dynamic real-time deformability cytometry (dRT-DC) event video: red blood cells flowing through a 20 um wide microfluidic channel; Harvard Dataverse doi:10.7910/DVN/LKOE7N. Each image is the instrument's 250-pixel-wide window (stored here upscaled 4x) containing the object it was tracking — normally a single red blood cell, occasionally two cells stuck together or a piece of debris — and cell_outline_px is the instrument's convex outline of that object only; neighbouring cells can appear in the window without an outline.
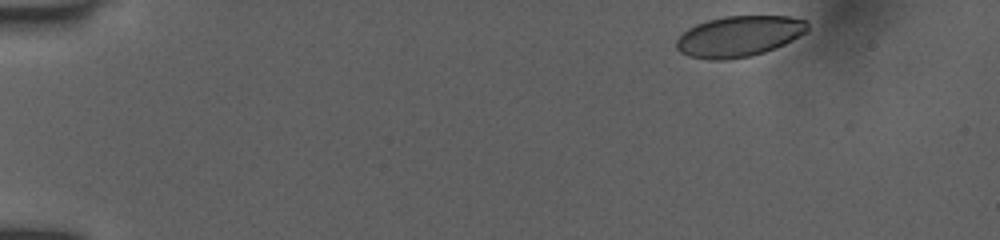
{"species": "human", "species_latin": "Homo sapiens", "temperature_condition": "room temperature", "stored_images_in_passage": 20, "camera_frame_rate_fps": 3000, "um_per_image_px": 0.085, "donor": {"sex": "female"}, "frame": {"image": 1, "passage_image": 1, "time_ms": 0.0, "image_size_px": [1000, 240], "cell_outline_px": [[808, 32], [776, 48], [752, 56], [724, 60], [708, 60], [688, 56], [680, 52], [676, 48], [676, 40], [688, 28], [696, 24], [708, 20], [724, 16], [788, 16], [808, 20]], "centroid_in_image_um": [62.83, 3.09], "position_along_channel_um": 22.2, "area_um2": 31.44}}
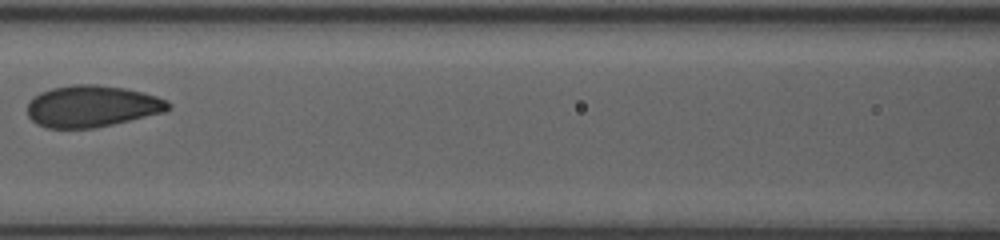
{"frame": {"image": 2, "passage_image": 12, "time_ms": 6.333, "image_size_px": [1000, 240], "cell_outline_px": [[172, 108], [164, 112], [112, 124], [92, 128], [48, 128], [36, 124], [28, 116], [28, 100], [40, 92], [52, 88], [72, 84], [96, 84], [124, 88], [144, 92], [168, 100], [172, 104]], "centroid_in_image_um": [7.82, 9.02], "position_along_channel_um": 158.8, "area_um2": 34.33}}
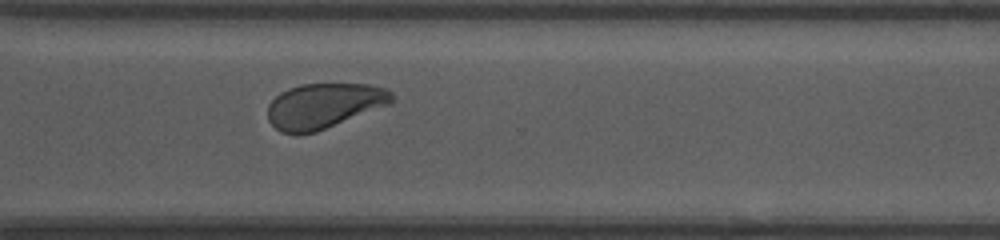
{"frame": {"image": 3, "passage_image": 20, "time_ms": 11.0, "image_size_px": [1000, 240], "cell_outline_px": [[392, 100], [388, 104], [316, 132], [280, 132], [268, 120], [268, 104], [280, 92], [288, 88], [300, 84], [368, 84], [388, 88], [392, 92]], "centroid_in_image_um": [27.51, 8.96], "position_along_channel_um": 343.1, "area_um2": 32.14}}